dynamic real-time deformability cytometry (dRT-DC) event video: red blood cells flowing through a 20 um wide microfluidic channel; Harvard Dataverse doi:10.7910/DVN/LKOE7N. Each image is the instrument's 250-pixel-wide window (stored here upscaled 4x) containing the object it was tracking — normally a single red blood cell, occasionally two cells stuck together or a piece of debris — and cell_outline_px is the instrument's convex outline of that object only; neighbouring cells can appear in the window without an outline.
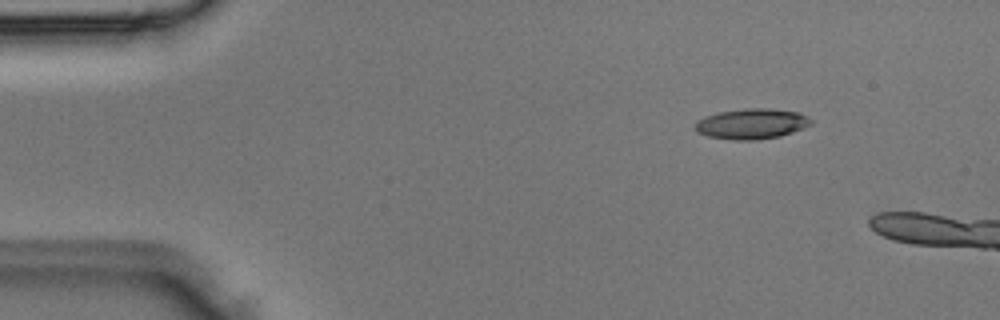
{"species": "Egyptian fruit bat (a non-hibernating species)", "species_latin": "Rousettus aegyptiacus", "temperature_condition": "room temperature", "stored_images_in_passage": 3, "camera_frame_rate_fps": 3000, "um_per_image_px": 0.085, "animal": {"sex": "male"}, "frame": {"image": 1, "passage_image": 2, "time_ms": 0.333, "image_size_px": [1000, 320], "cell_outline_px": [[812, 124], [804, 128], [780, 136], [756, 140], [732, 140], [708, 136], [696, 132], [692, 128], [692, 124], [696, 120], [704, 116], [720, 112], [748, 108], [768, 108], [796, 112], [808, 116], [812, 120]], "centroid_in_image_um": [63.83, 10.53], "position_along_channel_um": 21.2, "area_um2": 20.75}}